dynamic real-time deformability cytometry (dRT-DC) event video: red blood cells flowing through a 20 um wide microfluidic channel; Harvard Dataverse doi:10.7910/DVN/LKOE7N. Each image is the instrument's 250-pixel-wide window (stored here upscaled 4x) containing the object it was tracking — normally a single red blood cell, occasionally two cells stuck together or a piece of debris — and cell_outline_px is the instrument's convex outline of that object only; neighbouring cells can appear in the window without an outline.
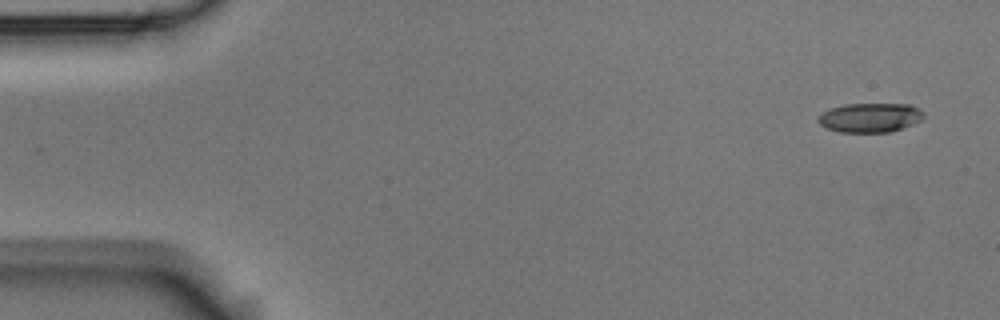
{"species": "Egyptian fruit bat (a non-hibernating species)", "species_latin": "Rousettus aegyptiacus", "temperature_condition": "room temperature", "stored_images_in_passage": 8, "camera_frame_rate_fps": 3000, "um_per_image_px": 0.085, "animal": {"sex": "male"}, "frame": {"image": 1, "passage_image": 1, "time_ms": 0.0, "image_size_px": [1000, 320], "cell_outline_px": [[924, 116], [920, 120], [912, 124], [888, 132], [840, 132], [828, 128], [820, 124], [816, 120], [828, 108], [844, 104], [912, 104], [920, 108], [924, 112]], "centroid_in_image_um": [73.96, 9.98], "position_along_channel_um": 11.0, "area_um2": 17.98}}
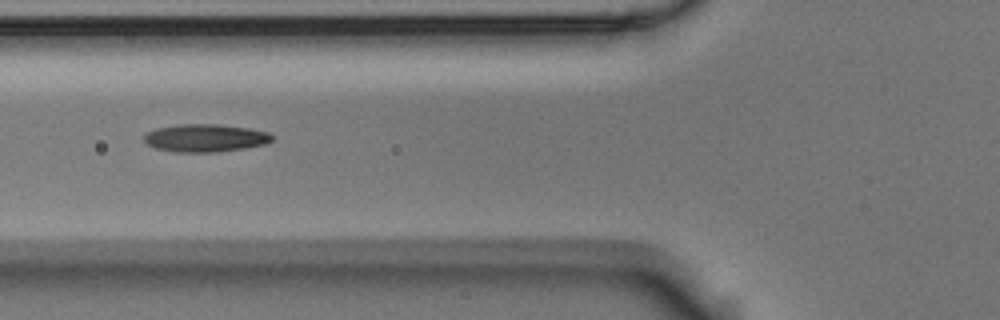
{"frame": {"image": 2, "passage_image": 6, "time_ms": 1.667, "image_size_px": [1000, 320], "cell_outline_px": [[272, 140], [264, 144], [244, 148], [216, 152], [176, 152], [156, 148], [148, 144], [144, 140], [144, 136], [148, 132], [156, 128], [176, 124], [220, 124], [248, 128], [268, 132], [272, 136]], "centroid_in_image_um": [17.43, 11.72], "position_along_channel_um": 108.4, "area_um2": 20.63}}
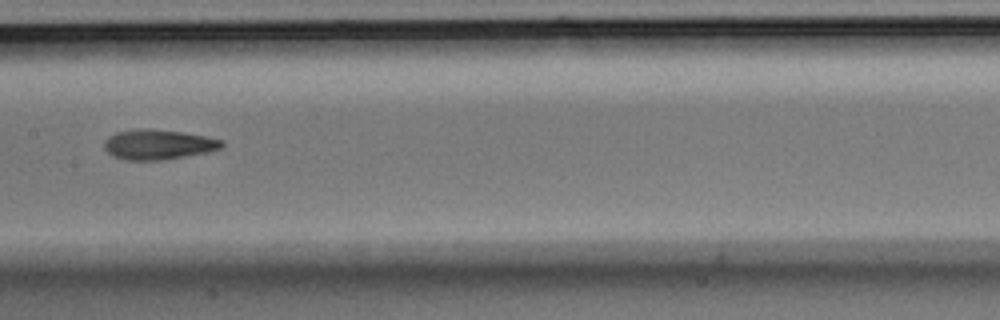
{"frame": {"image": 3, "passage_image": 8, "time_ms": 2.333, "image_size_px": [1000, 320], "cell_outline_px": [[224, 144], [220, 148], [204, 152], [160, 160], [124, 160], [112, 156], [104, 148], [104, 144], [108, 136], [116, 132], [140, 128], [148, 128], [180, 132], [208, 136], [224, 140]], "centroid_in_image_um": [13.41, 12.27], "position_along_channel_um": 194.0, "area_um2": 20.4}}